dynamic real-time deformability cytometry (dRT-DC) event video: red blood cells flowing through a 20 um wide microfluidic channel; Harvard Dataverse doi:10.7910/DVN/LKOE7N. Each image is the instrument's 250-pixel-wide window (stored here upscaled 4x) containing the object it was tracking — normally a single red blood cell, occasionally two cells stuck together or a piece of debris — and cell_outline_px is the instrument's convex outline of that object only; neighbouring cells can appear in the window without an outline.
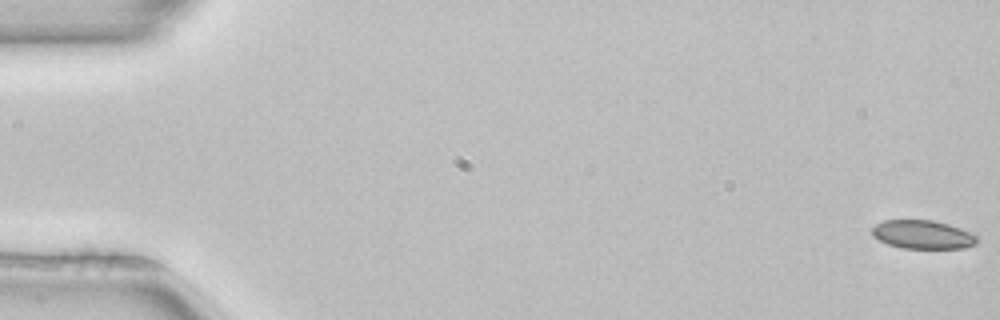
{"species": "common noctule bat (a hibernating species)", "species_latin": "Nyctalus noctula", "temperature_condition": "room temperature", "stored_images_in_passage": 4, "camera_frame_rate_fps": 3000, "um_per_image_px": 0.085, "animal": {"sex": "female", "body_mass_g": 22.7, "forearm_length_mm": 54.2}, "frame": {"image": 1, "passage_image": 1, "time_ms": 0.0, "image_size_px": [1000, 320], "cell_outline_px": [[976, 244], [964, 248], [900, 248], [888, 244], [872, 236], [872, 228], [876, 224], [884, 220], [932, 220], [948, 224], [960, 228], [976, 236]], "centroid_in_image_um": [78.4, 19.94], "position_along_channel_um": 6.6, "area_um2": 17.34}}
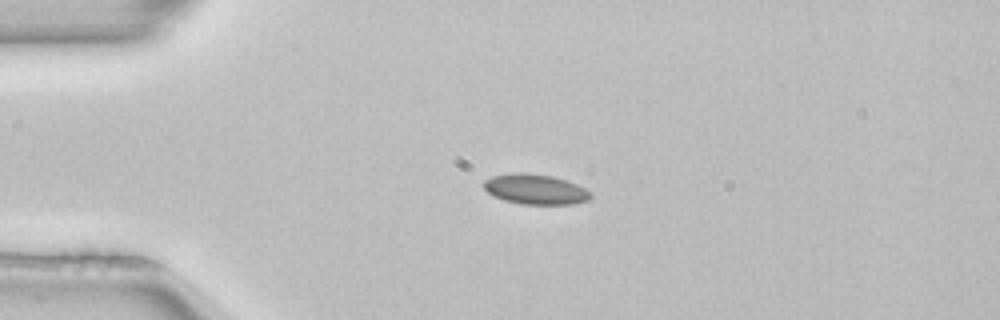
{"frame": {"image": 2, "passage_image": 3, "time_ms": 0.667, "image_size_px": [1000, 320], "cell_outline_px": [[592, 196], [588, 200], [572, 204], [520, 204], [504, 200], [488, 192], [484, 188], [484, 180], [492, 176], [512, 172], [520, 172], [552, 176], [576, 184], [592, 192]], "centroid_in_image_um": [45.5, 16.08], "position_along_channel_um": 39.5, "area_um2": 18.67}}